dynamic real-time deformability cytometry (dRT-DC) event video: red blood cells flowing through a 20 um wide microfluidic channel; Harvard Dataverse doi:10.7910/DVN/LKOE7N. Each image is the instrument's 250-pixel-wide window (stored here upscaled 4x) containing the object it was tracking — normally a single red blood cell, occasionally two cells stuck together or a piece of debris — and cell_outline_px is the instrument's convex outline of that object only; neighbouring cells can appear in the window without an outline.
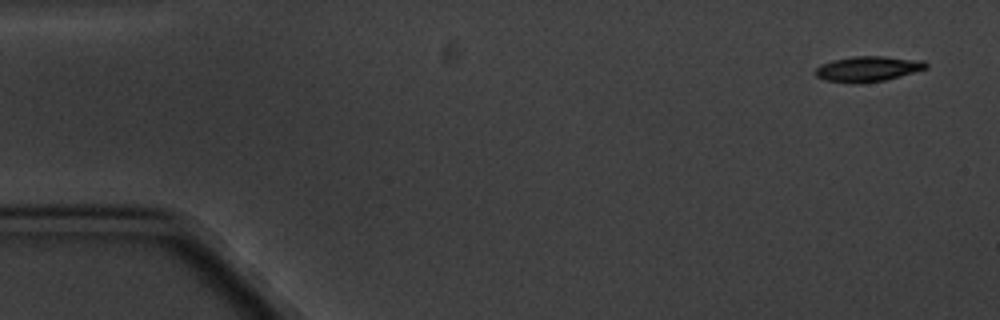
{"species": "common noctule bat (a hibernating species)", "species_latin": "Nyctalus noctula", "temperature_condition": "cold", "stored_images_in_passage": 5, "camera_frame_rate_fps": 3000, "um_per_image_px": 0.085, "animal": {"sex": "male", "body_mass_g": 20.1, "forearm_length_mm": 53.5}, "frame": {"image": 1, "passage_image": 1, "time_ms": 0.0, "image_size_px": [1000, 320], "cell_outline_px": [[928, 68], [900, 76], [884, 80], [856, 84], [824, 80], [816, 76], [816, 68], [820, 64], [832, 60], [852, 56], [884, 56], [924, 60], [928, 64]], "centroid_in_image_um": [73.77, 5.85], "position_along_channel_um": 11.2, "area_um2": 16.47}}
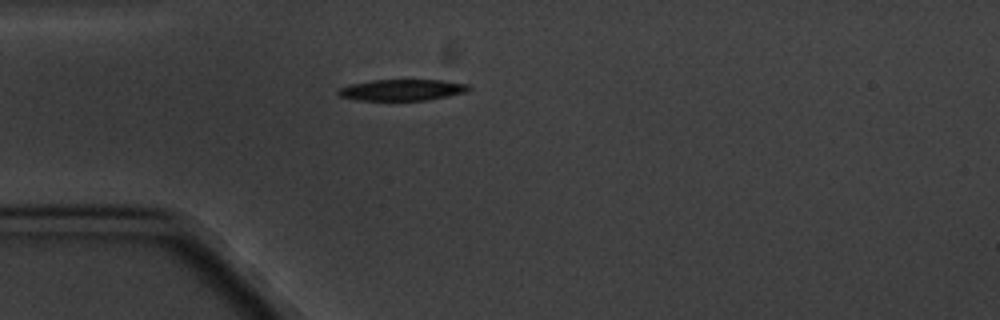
{"frame": {"image": 2, "passage_image": 4, "time_ms": 4.333, "image_size_px": [1000, 320], "cell_outline_px": [[472, 88], [464, 92], [448, 96], [428, 100], [356, 100], [340, 96], [336, 92], [340, 88], [352, 84], [372, 80], [440, 80], [468, 84]], "centroid_in_image_um": [34.18, 7.64], "position_along_channel_um": 50.8, "area_um2": 16.01}}